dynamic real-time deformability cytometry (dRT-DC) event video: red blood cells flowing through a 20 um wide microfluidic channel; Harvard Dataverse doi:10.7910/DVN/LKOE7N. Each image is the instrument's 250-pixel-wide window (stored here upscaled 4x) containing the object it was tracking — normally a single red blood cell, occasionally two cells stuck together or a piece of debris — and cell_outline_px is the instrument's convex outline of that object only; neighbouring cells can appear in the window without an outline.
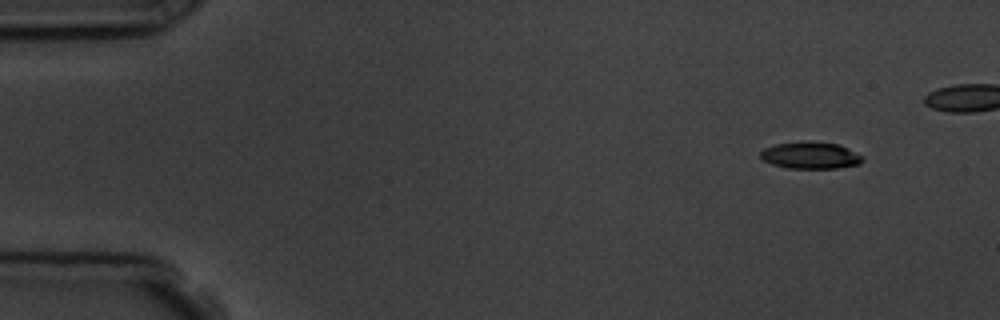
{"species": "common noctule bat (a hibernating species)", "species_latin": "Nyctalus noctula", "temperature_condition": "room temperature", "stored_images_in_passage": 5, "camera_frame_rate_fps": 3000, "um_per_image_px": 0.085, "animal": {"sex": "male", "body_mass_g": 19.5, "forearm_length_mm": 54.6}, "frame": {"image": 1, "passage_image": 1, "time_ms": 0.0, "image_size_px": [1000, 320], "cell_outline_px": [[864, 160], [860, 164], [836, 168], [788, 168], [772, 164], [764, 160], [760, 156], [760, 152], [764, 148], [776, 144], [800, 140], [808, 140], [840, 144], [864, 156]], "centroid_in_image_um": [68.92, 13.18], "position_along_channel_um": 16.1, "area_um2": 16.3}}